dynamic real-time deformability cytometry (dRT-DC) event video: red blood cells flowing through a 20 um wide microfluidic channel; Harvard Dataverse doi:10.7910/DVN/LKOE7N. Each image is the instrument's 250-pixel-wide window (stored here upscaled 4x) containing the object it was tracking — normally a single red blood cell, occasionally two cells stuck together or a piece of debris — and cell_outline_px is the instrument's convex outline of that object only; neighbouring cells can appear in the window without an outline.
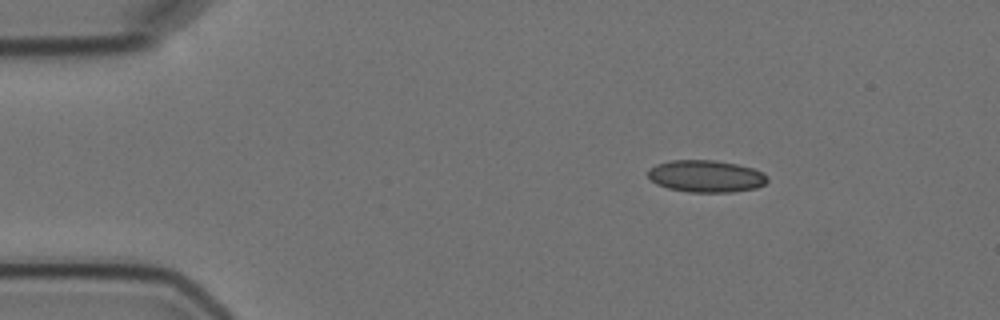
{"species": "Egyptian fruit bat (a non-hibernating species)", "species_latin": "Rousettus aegyptiacus", "temperature_condition": "cold", "stored_images_in_passage": 2, "camera_frame_rate_fps": 3000, "um_per_image_px": 0.085, "animal": {"sex": "female"}, "frame": {"image": 1, "passage_image": 1, "time_ms": 0.0, "image_size_px": [1000, 320], "cell_outline_px": [[768, 180], [764, 184], [756, 188], [732, 192], [688, 192], [668, 188], [656, 184], [648, 176], [648, 168], [656, 164], [672, 160], [716, 160], [736, 164], [752, 168], [764, 172], [768, 176]], "centroid_in_image_um": [60.01, 14.97], "position_along_channel_um": 25.0, "area_um2": 22.43}}